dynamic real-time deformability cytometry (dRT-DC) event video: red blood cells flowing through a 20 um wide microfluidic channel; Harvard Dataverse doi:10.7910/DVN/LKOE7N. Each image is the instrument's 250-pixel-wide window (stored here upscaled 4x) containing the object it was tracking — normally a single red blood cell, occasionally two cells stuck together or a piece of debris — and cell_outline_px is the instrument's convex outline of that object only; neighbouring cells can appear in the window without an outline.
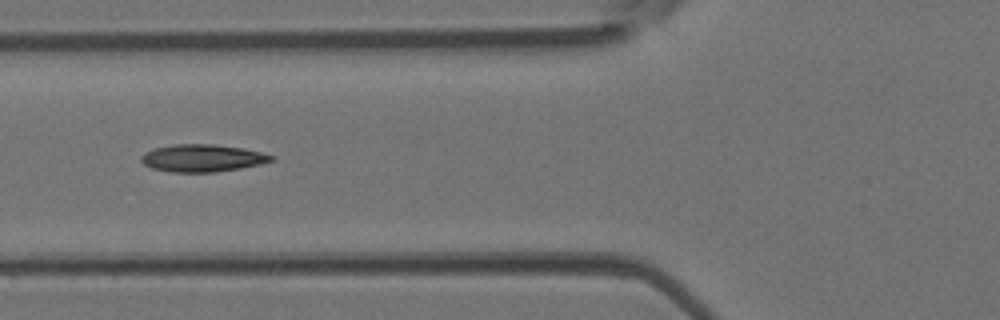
{"species": "Egyptian fruit bat (a non-hibernating species)", "species_latin": "Rousettus aegyptiacus", "temperature_condition": "room temperature", "stored_images_in_passage": 5, "camera_frame_rate_fps": 3000, "um_per_image_px": 0.085, "animal": {"sex": "female"}, "frame": {"image": 1, "passage_image": 5, "time_ms": 1.333, "image_size_px": [1000, 320], "cell_outline_px": [[276, 160], [260, 164], [240, 168], [216, 172], [172, 172], [152, 168], [144, 164], [140, 160], [140, 156], [144, 152], [156, 148], [172, 144], [212, 144], [244, 148], [276, 156]], "centroid_in_image_um": [17.22, 13.43], "position_along_channel_um": 108.6, "area_um2": 20.87}}